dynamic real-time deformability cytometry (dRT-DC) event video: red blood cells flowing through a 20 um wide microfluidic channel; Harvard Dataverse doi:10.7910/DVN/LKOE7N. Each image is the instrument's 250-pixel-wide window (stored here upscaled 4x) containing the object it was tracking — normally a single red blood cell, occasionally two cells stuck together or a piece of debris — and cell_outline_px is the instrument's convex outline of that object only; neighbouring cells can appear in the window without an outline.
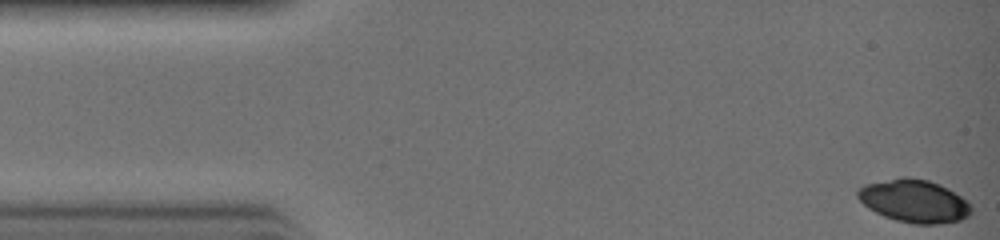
{"species": "common noctule bat (a hibernating species)", "species_latin": "Nyctalus noctula", "temperature_condition": "warm", "stored_images_in_passage": 30, "camera_frame_rate_fps": 3000, "um_per_image_px": 0.085, "animal": {"sex": "female", "body_mass_g": 19.0, "forearm_length_mm": 51.5}, "frame": {"image": 1, "passage_image": 1, "time_ms": 0.0, "image_size_px": [1000, 240], "cell_outline_px": [[972, 212], [968, 216], [960, 220], [940, 224], [912, 224], [896, 220], [884, 216], [868, 208], [856, 196], [856, 192], [864, 184], [904, 176], [928, 180], [940, 184], [960, 196], [972, 208]], "centroid_in_image_um": [77.68, 17.09], "position_along_channel_um": 7.3, "area_um2": 28.26}}
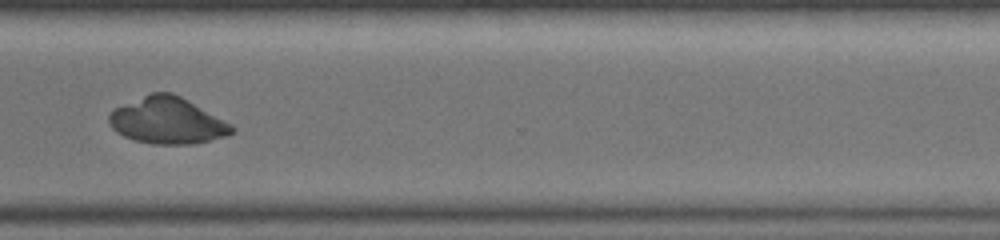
{"frame": {"image": 2, "passage_image": 24, "time_ms": 7.667, "image_size_px": [1000, 240], "cell_outline_px": [[236, 132], [228, 136], [192, 144], [152, 144], [136, 140], [124, 136], [116, 132], [112, 128], [108, 120], [108, 116], [116, 108], [152, 92], [172, 92], [188, 100], [232, 124], [236, 128]], "centroid_in_image_um": [14.27, 10.27], "position_along_channel_um": 356.3, "area_um2": 33.12}}
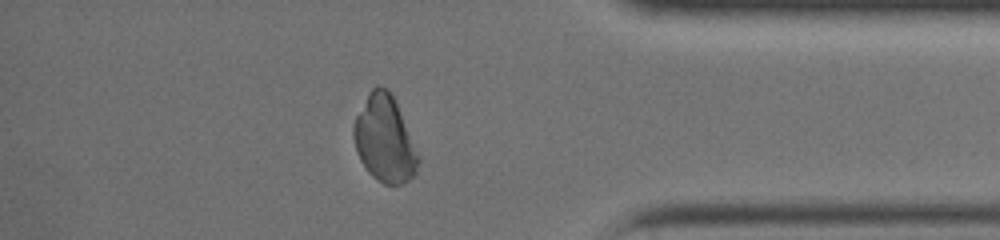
{"frame": {"image": 3, "passage_image": 27, "time_ms": 8.667, "image_size_px": [1000, 240], "cell_outline_px": [[420, 160], [416, 172], [408, 180], [400, 184], [384, 184], [376, 180], [368, 172], [360, 160], [356, 152], [352, 136], [352, 128], [356, 116], [368, 92], [376, 84], [380, 84], [388, 88], [396, 100], [420, 156]], "centroid_in_image_um": [32.68, 11.79], "position_along_channel_um": 402.5, "area_um2": 33.06}}